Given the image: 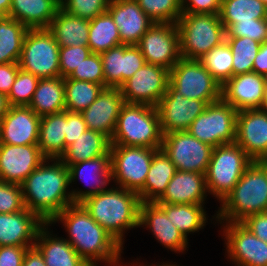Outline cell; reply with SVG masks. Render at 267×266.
I'll return each mask as SVG.
<instances>
[{"label":"cell","mask_w":267,"mask_h":266,"mask_svg":"<svg viewBox=\"0 0 267 266\" xmlns=\"http://www.w3.org/2000/svg\"><path fill=\"white\" fill-rule=\"evenodd\" d=\"M238 144L253 161L267 159V115L260 109L237 113L236 138Z\"/></svg>","instance_id":"obj_19"},{"label":"cell","mask_w":267,"mask_h":266,"mask_svg":"<svg viewBox=\"0 0 267 266\" xmlns=\"http://www.w3.org/2000/svg\"><path fill=\"white\" fill-rule=\"evenodd\" d=\"M40 79L21 68L7 95L10 106H29Z\"/></svg>","instance_id":"obj_43"},{"label":"cell","mask_w":267,"mask_h":266,"mask_svg":"<svg viewBox=\"0 0 267 266\" xmlns=\"http://www.w3.org/2000/svg\"><path fill=\"white\" fill-rule=\"evenodd\" d=\"M260 110L267 115V93L260 107Z\"/></svg>","instance_id":"obj_58"},{"label":"cell","mask_w":267,"mask_h":266,"mask_svg":"<svg viewBox=\"0 0 267 266\" xmlns=\"http://www.w3.org/2000/svg\"><path fill=\"white\" fill-rule=\"evenodd\" d=\"M29 107L40 117L65 111L64 78L40 79Z\"/></svg>","instance_id":"obj_32"},{"label":"cell","mask_w":267,"mask_h":266,"mask_svg":"<svg viewBox=\"0 0 267 266\" xmlns=\"http://www.w3.org/2000/svg\"><path fill=\"white\" fill-rule=\"evenodd\" d=\"M177 169L162 148L153 156L144 187L138 192L140 202H156L165 192L166 187Z\"/></svg>","instance_id":"obj_30"},{"label":"cell","mask_w":267,"mask_h":266,"mask_svg":"<svg viewBox=\"0 0 267 266\" xmlns=\"http://www.w3.org/2000/svg\"><path fill=\"white\" fill-rule=\"evenodd\" d=\"M27 31L12 17H0V64L18 63Z\"/></svg>","instance_id":"obj_35"},{"label":"cell","mask_w":267,"mask_h":266,"mask_svg":"<svg viewBox=\"0 0 267 266\" xmlns=\"http://www.w3.org/2000/svg\"><path fill=\"white\" fill-rule=\"evenodd\" d=\"M107 12L117 25L121 44L137 45L141 37L154 24L136 0H110Z\"/></svg>","instance_id":"obj_22"},{"label":"cell","mask_w":267,"mask_h":266,"mask_svg":"<svg viewBox=\"0 0 267 266\" xmlns=\"http://www.w3.org/2000/svg\"><path fill=\"white\" fill-rule=\"evenodd\" d=\"M161 148L177 170L205 174L214 147L199 141L188 131H175L163 135Z\"/></svg>","instance_id":"obj_12"},{"label":"cell","mask_w":267,"mask_h":266,"mask_svg":"<svg viewBox=\"0 0 267 266\" xmlns=\"http://www.w3.org/2000/svg\"><path fill=\"white\" fill-rule=\"evenodd\" d=\"M41 117L29 106H10L0 121V143L38 144Z\"/></svg>","instance_id":"obj_21"},{"label":"cell","mask_w":267,"mask_h":266,"mask_svg":"<svg viewBox=\"0 0 267 266\" xmlns=\"http://www.w3.org/2000/svg\"><path fill=\"white\" fill-rule=\"evenodd\" d=\"M59 49L47 28L28 29L18 61L19 67L39 79L58 77Z\"/></svg>","instance_id":"obj_8"},{"label":"cell","mask_w":267,"mask_h":266,"mask_svg":"<svg viewBox=\"0 0 267 266\" xmlns=\"http://www.w3.org/2000/svg\"><path fill=\"white\" fill-rule=\"evenodd\" d=\"M170 71L145 63L120 87L125 103L156 107L167 91Z\"/></svg>","instance_id":"obj_13"},{"label":"cell","mask_w":267,"mask_h":266,"mask_svg":"<svg viewBox=\"0 0 267 266\" xmlns=\"http://www.w3.org/2000/svg\"><path fill=\"white\" fill-rule=\"evenodd\" d=\"M183 13L219 14L221 0H180ZM187 4V5H185Z\"/></svg>","instance_id":"obj_50"},{"label":"cell","mask_w":267,"mask_h":266,"mask_svg":"<svg viewBox=\"0 0 267 266\" xmlns=\"http://www.w3.org/2000/svg\"><path fill=\"white\" fill-rule=\"evenodd\" d=\"M262 3L265 4V6L267 7V0H260Z\"/></svg>","instance_id":"obj_60"},{"label":"cell","mask_w":267,"mask_h":266,"mask_svg":"<svg viewBox=\"0 0 267 266\" xmlns=\"http://www.w3.org/2000/svg\"><path fill=\"white\" fill-rule=\"evenodd\" d=\"M60 8V0H12L9 16L28 29L48 28Z\"/></svg>","instance_id":"obj_28"},{"label":"cell","mask_w":267,"mask_h":266,"mask_svg":"<svg viewBox=\"0 0 267 266\" xmlns=\"http://www.w3.org/2000/svg\"><path fill=\"white\" fill-rule=\"evenodd\" d=\"M21 266H46L43 255L33 246L25 252Z\"/></svg>","instance_id":"obj_55"},{"label":"cell","mask_w":267,"mask_h":266,"mask_svg":"<svg viewBox=\"0 0 267 266\" xmlns=\"http://www.w3.org/2000/svg\"><path fill=\"white\" fill-rule=\"evenodd\" d=\"M176 25L182 58L198 60L226 38L219 14L182 13Z\"/></svg>","instance_id":"obj_6"},{"label":"cell","mask_w":267,"mask_h":266,"mask_svg":"<svg viewBox=\"0 0 267 266\" xmlns=\"http://www.w3.org/2000/svg\"><path fill=\"white\" fill-rule=\"evenodd\" d=\"M48 225L50 223H45L40 228L34 245L43 255L46 266H90L78 255L67 239L52 237L47 231Z\"/></svg>","instance_id":"obj_29"},{"label":"cell","mask_w":267,"mask_h":266,"mask_svg":"<svg viewBox=\"0 0 267 266\" xmlns=\"http://www.w3.org/2000/svg\"><path fill=\"white\" fill-rule=\"evenodd\" d=\"M121 266V265H119V261H118V264H116V266ZM140 266V265H139ZM142 266V265H141ZM155 266V265H154ZM158 266V265H157ZM159 266H176L175 264L173 265V264H167L166 263V265L165 264H162V265H159ZM179 266V265H178Z\"/></svg>","instance_id":"obj_59"},{"label":"cell","mask_w":267,"mask_h":266,"mask_svg":"<svg viewBox=\"0 0 267 266\" xmlns=\"http://www.w3.org/2000/svg\"><path fill=\"white\" fill-rule=\"evenodd\" d=\"M19 68L18 63L0 64V93L9 94Z\"/></svg>","instance_id":"obj_53"},{"label":"cell","mask_w":267,"mask_h":266,"mask_svg":"<svg viewBox=\"0 0 267 266\" xmlns=\"http://www.w3.org/2000/svg\"><path fill=\"white\" fill-rule=\"evenodd\" d=\"M48 160L51 159L44 160L21 184L25 208L45 223H50L65 207L74 204L71 193L67 192L68 167L60 159H52L56 161L51 165Z\"/></svg>","instance_id":"obj_2"},{"label":"cell","mask_w":267,"mask_h":266,"mask_svg":"<svg viewBox=\"0 0 267 266\" xmlns=\"http://www.w3.org/2000/svg\"><path fill=\"white\" fill-rule=\"evenodd\" d=\"M198 60L221 85L233 76L232 51L226 40Z\"/></svg>","instance_id":"obj_40"},{"label":"cell","mask_w":267,"mask_h":266,"mask_svg":"<svg viewBox=\"0 0 267 266\" xmlns=\"http://www.w3.org/2000/svg\"><path fill=\"white\" fill-rule=\"evenodd\" d=\"M46 159L38 144L10 145L0 143V180L21 185Z\"/></svg>","instance_id":"obj_18"},{"label":"cell","mask_w":267,"mask_h":266,"mask_svg":"<svg viewBox=\"0 0 267 266\" xmlns=\"http://www.w3.org/2000/svg\"><path fill=\"white\" fill-rule=\"evenodd\" d=\"M224 229L228 256L237 266H267L265 241L251 233L240 222H226Z\"/></svg>","instance_id":"obj_16"},{"label":"cell","mask_w":267,"mask_h":266,"mask_svg":"<svg viewBox=\"0 0 267 266\" xmlns=\"http://www.w3.org/2000/svg\"><path fill=\"white\" fill-rule=\"evenodd\" d=\"M89 46H67L59 49L60 76L68 77L91 54Z\"/></svg>","instance_id":"obj_47"},{"label":"cell","mask_w":267,"mask_h":266,"mask_svg":"<svg viewBox=\"0 0 267 266\" xmlns=\"http://www.w3.org/2000/svg\"><path fill=\"white\" fill-rule=\"evenodd\" d=\"M66 78L93 82L105 88L103 63L99 53H91L82 63Z\"/></svg>","instance_id":"obj_45"},{"label":"cell","mask_w":267,"mask_h":266,"mask_svg":"<svg viewBox=\"0 0 267 266\" xmlns=\"http://www.w3.org/2000/svg\"><path fill=\"white\" fill-rule=\"evenodd\" d=\"M62 221L69 238L67 241L78 255L90 266L96 261L116 266L122 246L90 215L81 203L65 207L51 222Z\"/></svg>","instance_id":"obj_1"},{"label":"cell","mask_w":267,"mask_h":266,"mask_svg":"<svg viewBox=\"0 0 267 266\" xmlns=\"http://www.w3.org/2000/svg\"><path fill=\"white\" fill-rule=\"evenodd\" d=\"M156 204L186 239L188 233L202 229L206 223V212L201 204Z\"/></svg>","instance_id":"obj_36"},{"label":"cell","mask_w":267,"mask_h":266,"mask_svg":"<svg viewBox=\"0 0 267 266\" xmlns=\"http://www.w3.org/2000/svg\"><path fill=\"white\" fill-rule=\"evenodd\" d=\"M160 148L110 145L112 180L119 188L139 192L153 160L154 153Z\"/></svg>","instance_id":"obj_10"},{"label":"cell","mask_w":267,"mask_h":266,"mask_svg":"<svg viewBox=\"0 0 267 266\" xmlns=\"http://www.w3.org/2000/svg\"><path fill=\"white\" fill-rule=\"evenodd\" d=\"M68 169L69 184L77 180V178L82 179V181L84 180L88 185L90 182L86 181V178L94 180L91 182L93 185H90L92 187L90 190H86L85 192L78 190L71 191L73 203H81L89 196L106 191L107 188L105 187L107 186V183L109 184V181L112 180L111 155H103L91 160L82 161L68 166ZM88 175L92 176L88 177Z\"/></svg>","instance_id":"obj_27"},{"label":"cell","mask_w":267,"mask_h":266,"mask_svg":"<svg viewBox=\"0 0 267 266\" xmlns=\"http://www.w3.org/2000/svg\"><path fill=\"white\" fill-rule=\"evenodd\" d=\"M207 192L205 174L177 170L155 203L203 205Z\"/></svg>","instance_id":"obj_26"},{"label":"cell","mask_w":267,"mask_h":266,"mask_svg":"<svg viewBox=\"0 0 267 266\" xmlns=\"http://www.w3.org/2000/svg\"><path fill=\"white\" fill-rule=\"evenodd\" d=\"M110 145V139L103 133L87 129L66 148L60 160L68 167L103 155H110Z\"/></svg>","instance_id":"obj_33"},{"label":"cell","mask_w":267,"mask_h":266,"mask_svg":"<svg viewBox=\"0 0 267 266\" xmlns=\"http://www.w3.org/2000/svg\"><path fill=\"white\" fill-rule=\"evenodd\" d=\"M121 44L120 33L108 12L89 21L88 46L92 53H102Z\"/></svg>","instance_id":"obj_37"},{"label":"cell","mask_w":267,"mask_h":266,"mask_svg":"<svg viewBox=\"0 0 267 266\" xmlns=\"http://www.w3.org/2000/svg\"><path fill=\"white\" fill-rule=\"evenodd\" d=\"M65 80V106L70 112L82 113L97 98L104 88L100 84L88 81L64 78Z\"/></svg>","instance_id":"obj_39"},{"label":"cell","mask_w":267,"mask_h":266,"mask_svg":"<svg viewBox=\"0 0 267 266\" xmlns=\"http://www.w3.org/2000/svg\"><path fill=\"white\" fill-rule=\"evenodd\" d=\"M9 109L10 104L7 95L0 93V121L2 120L3 116L9 111Z\"/></svg>","instance_id":"obj_56"},{"label":"cell","mask_w":267,"mask_h":266,"mask_svg":"<svg viewBox=\"0 0 267 266\" xmlns=\"http://www.w3.org/2000/svg\"><path fill=\"white\" fill-rule=\"evenodd\" d=\"M140 199L137 192L111 188L81 202L91 217L121 246L125 229L139 226Z\"/></svg>","instance_id":"obj_3"},{"label":"cell","mask_w":267,"mask_h":266,"mask_svg":"<svg viewBox=\"0 0 267 266\" xmlns=\"http://www.w3.org/2000/svg\"><path fill=\"white\" fill-rule=\"evenodd\" d=\"M252 162L236 143L214 147L205 173L208 193L222 201Z\"/></svg>","instance_id":"obj_7"},{"label":"cell","mask_w":267,"mask_h":266,"mask_svg":"<svg viewBox=\"0 0 267 266\" xmlns=\"http://www.w3.org/2000/svg\"><path fill=\"white\" fill-rule=\"evenodd\" d=\"M105 88H120L126 80L146 63L137 45L120 44L100 53Z\"/></svg>","instance_id":"obj_20"},{"label":"cell","mask_w":267,"mask_h":266,"mask_svg":"<svg viewBox=\"0 0 267 266\" xmlns=\"http://www.w3.org/2000/svg\"><path fill=\"white\" fill-rule=\"evenodd\" d=\"M110 0H61V9L66 13L86 20L107 12Z\"/></svg>","instance_id":"obj_44"},{"label":"cell","mask_w":267,"mask_h":266,"mask_svg":"<svg viewBox=\"0 0 267 266\" xmlns=\"http://www.w3.org/2000/svg\"><path fill=\"white\" fill-rule=\"evenodd\" d=\"M163 134L156 107L125 103L119 113L111 145L161 148Z\"/></svg>","instance_id":"obj_5"},{"label":"cell","mask_w":267,"mask_h":266,"mask_svg":"<svg viewBox=\"0 0 267 266\" xmlns=\"http://www.w3.org/2000/svg\"><path fill=\"white\" fill-rule=\"evenodd\" d=\"M66 110L41 117L38 146L47 159H60L65 153Z\"/></svg>","instance_id":"obj_34"},{"label":"cell","mask_w":267,"mask_h":266,"mask_svg":"<svg viewBox=\"0 0 267 266\" xmlns=\"http://www.w3.org/2000/svg\"><path fill=\"white\" fill-rule=\"evenodd\" d=\"M124 104L120 88L106 87L81 114L89 130L101 132L111 140Z\"/></svg>","instance_id":"obj_23"},{"label":"cell","mask_w":267,"mask_h":266,"mask_svg":"<svg viewBox=\"0 0 267 266\" xmlns=\"http://www.w3.org/2000/svg\"><path fill=\"white\" fill-rule=\"evenodd\" d=\"M26 246H0V266H21Z\"/></svg>","instance_id":"obj_52"},{"label":"cell","mask_w":267,"mask_h":266,"mask_svg":"<svg viewBox=\"0 0 267 266\" xmlns=\"http://www.w3.org/2000/svg\"><path fill=\"white\" fill-rule=\"evenodd\" d=\"M47 29L59 47L88 46L89 20L68 14L61 8Z\"/></svg>","instance_id":"obj_31"},{"label":"cell","mask_w":267,"mask_h":266,"mask_svg":"<svg viewBox=\"0 0 267 266\" xmlns=\"http://www.w3.org/2000/svg\"><path fill=\"white\" fill-rule=\"evenodd\" d=\"M87 129V125L81 113L66 110L65 151L66 148L77 140Z\"/></svg>","instance_id":"obj_49"},{"label":"cell","mask_w":267,"mask_h":266,"mask_svg":"<svg viewBox=\"0 0 267 266\" xmlns=\"http://www.w3.org/2000/svg\"><path fill=\"white\" fill-rule=\"evenodd\" d=\"M240 223L267 243V212L250 215Z\"/></svg>","instance_id":"obj_51"},{"label":"cell","mask_w":267,"mask_h":266,"mask_svg":"<svg viewBox=\"0 0 267 266\" xmlns=\"http://www.w3.org/2000/svg\"><path fill=\"white\" fill-rule=\"evenodd\" d=\"M207 105L205 101L183 97L168 85L166 93L156 105L162 134L187 131Z\"/></svg>","instance_id":"obj_15"},{"label":"cell","mask_w":267,"mask_h":266,"mask_svg":"<svg viewBox=\"0 0 267 266\" xmlns=\"http://www.w3.org/2000/svg\"><path fill=\"white\" fill-rule=\"evenodd\" d=\"M12 0H0V17L9 16Z\"/></svg>","instance_id":"obj_57"},{"label":"cell","mask_w":267,"mask_h":266,"mask_svg":"<svg viewBox=\"0 0 267 266\" xmlns=\"http://www.w3.org/2000/svg\"><path fill=\"white\" fill-rule=\"evenodd\" d=\"M221 203L216 215L221 222H241L250 215L267 212V164L253 161Z\"/></svg>","instance_id":"obj_4"},{"label":"cell","mask_w":267,"mask_h":266,"mask_svg":"<svg viewBox=\"0 0 267 266\" xmlns=\"http://www.w3.org/2000/svg\"><path fill=\"white\" fill-rule=\"evenodd\" d=\"M137 46L146 63L162 66L169 71L182 58L179 30L173 23H154Z\"/></svg>","instance_id":"obj_14"},{"label":"cell","mask_w":267,"mask_h":266,"mask_svg":"<svg viewBox=\"0 0 267 266\" xmlns=\"http://www.w3.org/2000/svg\"><path fill=\"white\" fill-rule=\"evenodd\" d=\"M238 111L222 99L208 104L187 130L212 147L235 143Z\"/></svg>","instance_id":"obj_11"},{"label":"cell","mask_w":267,"mask_h":266,"mask_svg":"<svg viewBox=\"0 0 267 266\" xmlns=\"http://www.w3.org/2000/svg\"><path fill=\"white\" fill-rule=\"evenodd\" d=\"M232 51L233 76L252 72L254 60L261 43L249 37H226Z\"/></svg>","instance_id":"obj_41"},{"label":"cell","mask_w":267,"mask_h":266,"mask_svg":"<svg viewBox=\"0 0 267 266\" xmlns=\"http://www.w3.org/2000/svg\"><path fill=\"white\" fill-rule=\"evenodd\" d=\"M44 224L37 214L27 208L15 213H0V246L31 248L35 245L37 234Z\"/></svg>","instance_id":"obj_24"},{"label":"cell","mask_w":267,"mask_h":266,"mask_svg":"<svg viewBox=\"0 0 267 266\" xmlns=\"http://www.w3.org/2000/svg\"><path fill=\"white\" fill-rule=\"evenodd\" d=\"M140 8L154 23L176 24L182 15L180 0H136Z\"/></svg>","instance_id":"obj_42"},{"label":"cell","mask_w":267,"mask_h":266,"mask_svg":"<svg viewBox=\"0 0 267 266\" xmlns=\"http://www.w3.org/2000/svg\"><path fill=\"white\" fill-rule=\"evenodd\" d=\"M253 72L267 77V42H263L253 64Z\"/></svg>","instance_id":"obj_54"},{"label":"cell","mask_w":267,"mask_h":266,"mask_svg":"<svg viewBox=\"0 0 267 266\" xmlns=\"http://www.w3.org/2000/svg\"><path fill=\"white\" fill-rule=\"evenodd\" d=\"M219 16L226 30L238 21L267 19V7L260 0H221Z\"/></svg>","instance_id":"obj_38"},{"label":"cell","mask_w":267,"mask_h":266,"mask_svg":"<svg viewBox=\"0 0 267 266\" xmlns=\"http://www.w3.org/2000/svg\"><path fill=\"white\" fill-rule=\"evenodd\" d=\"M267 93V77L248 72L232 76L221 88V99L238 112L260 109Z\"/></svg>","instance_id":"obj_17"},{"label":"cell","mask_w":267,"mask_h":266,"mask_svg":"<svg viewBox=\"0 0 267 266\" xmlns=\"http://www.w3.org/2000/svg\"><path fill=\"white\" fill-rule=\"evenodd\" d=\"M24 209L21 185L0 180V213H15Z\"/></svg>","instance_id":"obj_48"},{"label":"cell","mask_w":267,"mask_h":266,"mask_svg":"<svg viewBox=\"0 0 267 266\" xmlns=\"http://www.w3.org/2000/svg\"><path fill=\"white\" fill-rule=\"evenodd\" d=\"M169 85L189 99L207 104L221 100L222 85L196 59L181 58L170 70Z\"/></svg>","instance_id":"obj_9"},{"label":"cell","mask_w":267,"mask_h":266,"mask_svg":"<svg viewBox=\"0 0 267 266\" xmlns=\"http://www.w3.org/2000/svg\"><path fill=\"white\" fill-rule=\"evenodd\" d=\"M146 225L158 242L175 252H183L188 239L168 219L165 212L155 202H141L139 207V227Z\"/></svg>","instance_id":"obj_25"},{"label":"cell","mask_w":267,"mask_h":266,"mask_svg":"<svg viewBox=\"0 0 267 266\" xmlns=\"http://www.w3.org/2000/svg\"><path fill=\"white\" fill-rule=\"evenodd\" d=\"M226 37H249L259 43L267 38V19H252V21L236 22L226 30Z\"/></svg>","instance_id":"obj_46"}]
</instances>
